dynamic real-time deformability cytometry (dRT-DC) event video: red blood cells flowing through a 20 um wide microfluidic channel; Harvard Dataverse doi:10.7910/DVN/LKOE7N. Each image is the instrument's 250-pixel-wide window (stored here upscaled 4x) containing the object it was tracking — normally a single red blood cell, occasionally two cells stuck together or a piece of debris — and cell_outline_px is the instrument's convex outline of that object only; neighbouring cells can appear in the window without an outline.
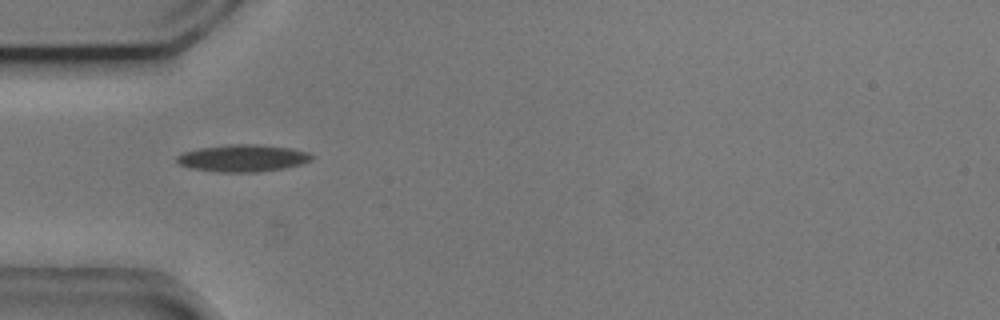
{"species": "common noctule bat (a hibernating species)", "species_latin": "Nyctalus noctula", "temperature_condition": "cold", "stored_images_in_passage": 37, "camera_frame_rate_fps": 3000, "um_per_image_px": 0.085, "animal": {"sex": "male", "body_mass_g": 20.5, "forearm_length_mm": 52.5}, "frame": {"image": 1, "passage_image": 1, "time_ms": 0.0, "image_size_px": [1000, 320], "cell_outline_px": [[312, 160], [300, 164], [284, 168], [256, 172], [220, 172], [192, 168], [180, 164], [176, 160], [176, 156], [184, 152], [200, 148], [232, 144], [256, 144], [292, 148], [308, 152], [312, 156]], "centroid_in_image_um": [20.65, 13.44], "position_along_channel_um": 64.3, "area_um2": 21.1}}
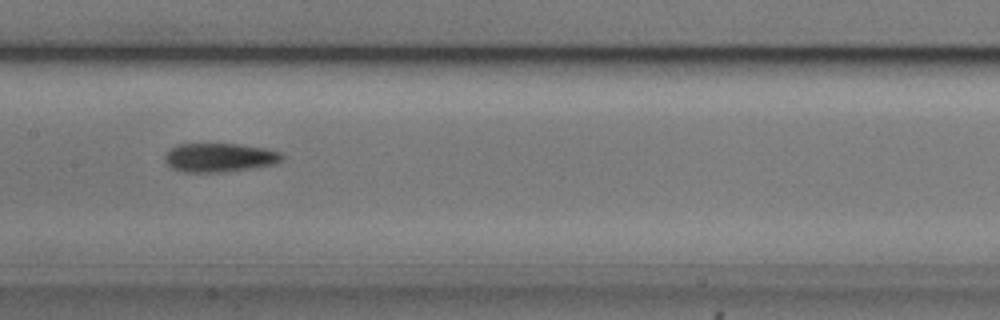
{"frame": {"image": 2, "passage_image": 11, "time_ms": 3.333, "image_size_px": [1000, 320], "cell_outline_px": [[284, 160], [276, 164], [252, 168], [224, 172], [180, 172], [164, 164], [164, 156], [176, 144], [240, 144], [264, 148], [280, 152], [284, 156]], "centroid_in_image_um": [18.65, 13.4], "position_along_channel_um": 188.7, "area_um2": 19.94}, "authors_computed_cell_mechanics": {"area_um2": 19.2474, "velocity_mm_per_s": 3.7235, "shape_relaxation_time_tau1_ms": 3.1374, "shape_relaxation_time_tau2_ms": 6.9534, "deformation_change_tau1": 0.1282, "deformation_change_tau2": 0.1569}}